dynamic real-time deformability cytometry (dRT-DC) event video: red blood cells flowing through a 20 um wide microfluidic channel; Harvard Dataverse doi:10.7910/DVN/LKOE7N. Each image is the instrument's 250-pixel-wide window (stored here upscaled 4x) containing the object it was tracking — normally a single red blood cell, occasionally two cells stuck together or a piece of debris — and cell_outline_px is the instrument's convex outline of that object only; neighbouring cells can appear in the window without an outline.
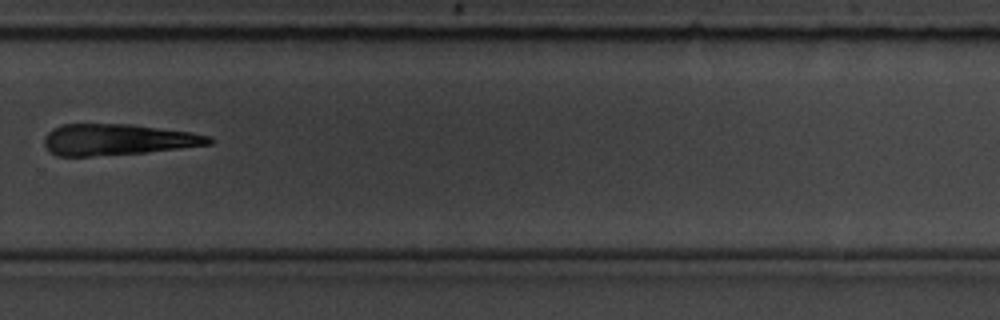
{"species": "common noctule bat (a hibernating species)", "species_latin": "Nyctalus noctula", "temperature_condition": "room temperature", "stored_images_in_passage": 12, "camera_frame_rate_fps": 3000, "um_per_image_px": 0.085, "animal": {"sex": "male", "body_mass_g": 19.5, "forearm_length_mm": 54.6}, "frame": {"image": 1, "passage_image": 12, "time_ms": 12.667, "image_size_px": [1000, 320], "cell_outline_px": [[212, 144], [180, 148], [144, 152], [92, 156], [56, 156], [44, 144], [44, 136], [52, 128], [60, 124], [128, 124], [192, 132], [208, 136], [212, 140]], "centroid_in_image_um": [9.95, 11.86], "position_along_channel_um": 319.8, "area_um2": 29.71}}